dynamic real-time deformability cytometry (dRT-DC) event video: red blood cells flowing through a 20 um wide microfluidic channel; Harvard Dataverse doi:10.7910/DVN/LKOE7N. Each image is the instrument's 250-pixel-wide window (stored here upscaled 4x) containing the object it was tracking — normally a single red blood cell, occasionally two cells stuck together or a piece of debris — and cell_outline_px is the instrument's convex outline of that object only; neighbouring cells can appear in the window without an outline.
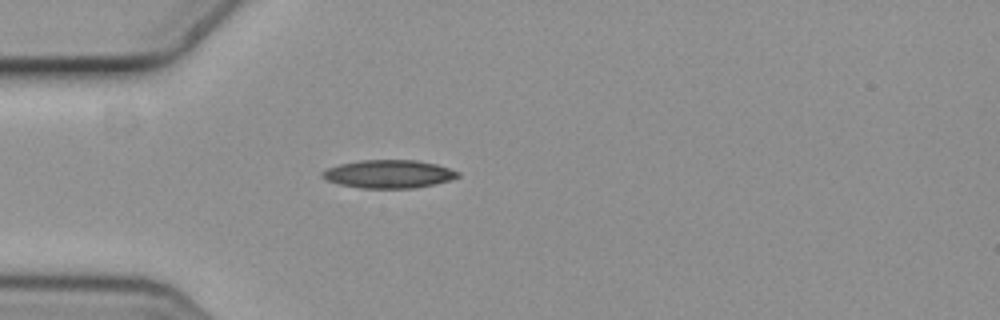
{"species": "common noctule bat (a hibernating species)", "species_latin": "Nyctalus noctula", "temperature_condition": "cold", "stored_images_in_passage": 3, "camera_frame_rate_fps": 3000, "um_per_image_px": 0.085, "animal": {"sex": "female", "body_mass_g": 19.3, "forearm_length_mm": 54.1}, "frame": {"image": 1, "passage_image": 1, "time_ms": 0.0, "image_size_px": [1000, 320], "cell_outline_px": [[460, 176], [436, 184], [412, 188], [360, 188], [340, 184], [324, 180], [320, 176], [320, 172], [328, 168], [340, 164], [360, 160], [416, 160], [436, 164], [460, 172]], "centroid_in_image_um": [33.01, 14.79], "position_along_channel_um": 52.0, "area_um2": 22.25}}
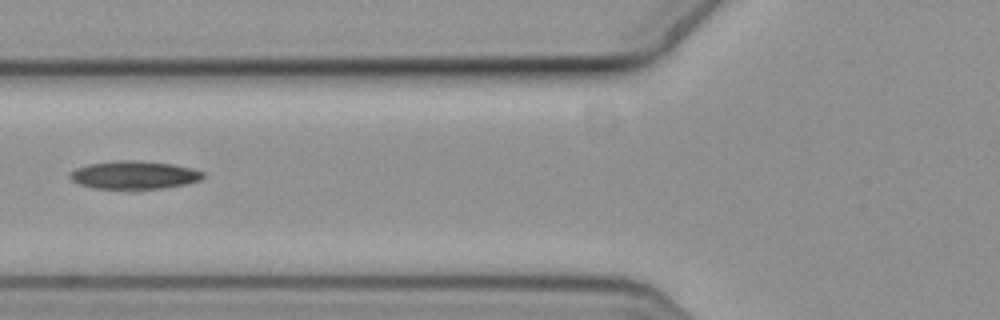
{"frame": {"image": 2, "passage_image": 3, "time_ms": 0.667, "image_size_px": [1000, 320], "cell_outline_px": [[204, 176], [200, 180], [184, 184], [164, 188], [136, 192], [128, 192], [96, 188], [80, 184], [72, 180], [68, 176], [76, 168], [88, 164], [112, 160], [140, 160], [172, 164], [192, 168], [204, 172]], "centroid_in_image_um": [11.39, 14.91], "position_along_channel_um": 114.4, "area_um2": 22.72}}